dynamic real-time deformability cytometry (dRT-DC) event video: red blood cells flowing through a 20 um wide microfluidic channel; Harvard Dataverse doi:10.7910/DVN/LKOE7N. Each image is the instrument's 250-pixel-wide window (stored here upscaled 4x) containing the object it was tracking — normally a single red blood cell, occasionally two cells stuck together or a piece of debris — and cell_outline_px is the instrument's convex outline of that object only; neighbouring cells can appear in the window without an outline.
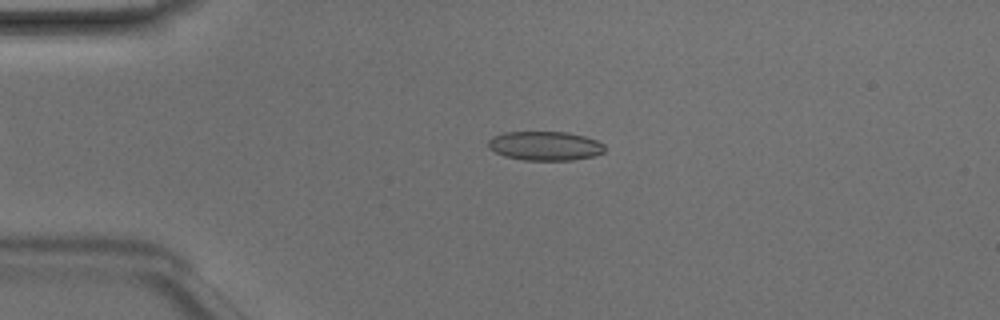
{"species": "Egyptian fruit bat (a non-hibernating species)", "species_latin": "Rousettus aegyptiacus", "temperature_condition": "room temperature", "stored_images_in_passage": 40, "camera_frame_rate_fps": 3000, "um_per_image_px": 0.085, "animal": {"sex": "male"}, "frame": {"image": 1, "passage_image": 3, "time_ms": 0.667, "image_size_px": [1000, 320], "cell_outline_px": [[604, 152], [592, 156], [572, 160], [524, 160], [504, 156], [488, 148], [488, 140], [492, 136], [504, 132], [568, 132], [584, 136], [596, 140], [604, 144]], "centroid_in_image_um": [46.3, 12.39], "position_along_channel_um": 38.7, "area_um2": 19.77}}
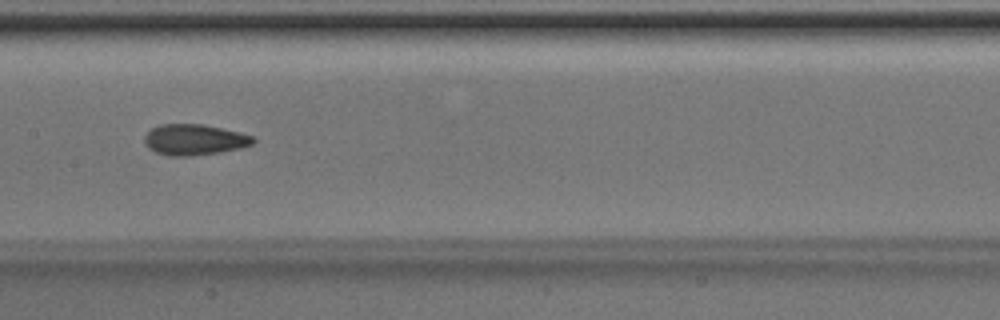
{"frame": {"image": 2, "passage_image": 16, "time_ms": 5.0, "image_size_px": [1000, 320], "cell_outline_px": [[256, 140], [252, 144], [240, 148], [220, 152], [192, 156], [168, 156], [156, 152], [148, 148], [144, 144], [144, 136], [152, 128], [160, 124], [204, 124], [240, 132], [252, 136]], "centroid_in_image_um": [16.5, 11.87], "position_along_channel_um": 190.9, "area_um2": 19.65}}
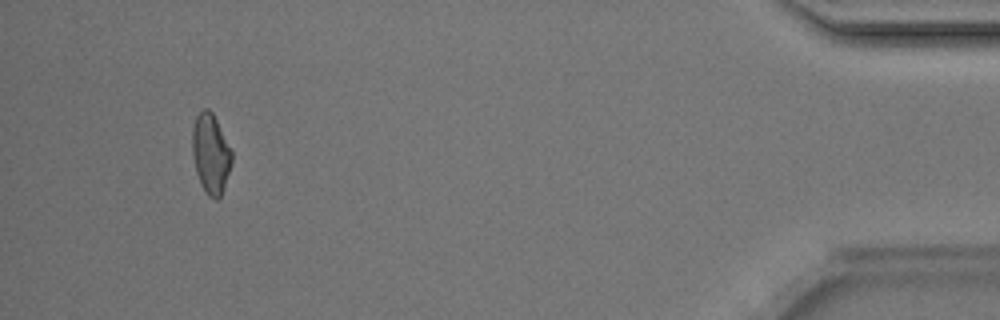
{"frame": {"image": 3, "passage_image": 37, "time_ms": 12.0, "image_size_px": [1000, 320], "cell_outline_px": [[232, 164], [224, 188], [220, 196], [216, 200], [208, 196], [204, 192], [200, 184], [196, 172], [192, 156], [192, 128], [196, 116], [204, 108], [208, 108], [212, 112], [232, 152]], "centroid_in_image_um": [17.9, 13.1], "position_along_channel_um": 417.3, "area_um2": 18.44}, "authors_computed_cell_mechanics": {"area_um2": 18.7561, "velocity_mm_per_s": 4.2352, "shape_relaxation_time_tau1_ms": 7.7721, "shape_relaxation_time_tau2_ms": 2.2113, "deformation_change_tau1": 0.1669, "deformation_change_tau2": 0.0828}}